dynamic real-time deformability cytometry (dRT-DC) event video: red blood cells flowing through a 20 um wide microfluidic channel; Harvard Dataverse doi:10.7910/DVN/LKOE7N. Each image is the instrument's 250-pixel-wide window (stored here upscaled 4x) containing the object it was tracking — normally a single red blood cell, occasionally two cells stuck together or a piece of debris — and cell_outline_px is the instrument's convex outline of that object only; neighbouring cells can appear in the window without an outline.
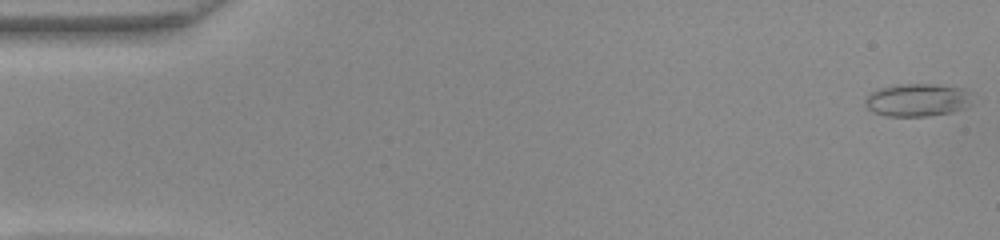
{"species": "common noctule bat (a hibernating species)", "species_latin": "Nyctalus noctula", "temperature_condition": "warm", "stored_images_in_passage": 52, "camera_frame_rate_fps": 3000, "um_per_image_px": 0.085, "animal": {"sex": "female", "body_mass_g": 22.0, "forearm_length_mm": 56.7}, "frame": {"image": 1, "passage_image": 1, "time_ms": 0.0, "image_size_px": [1000, 240], "cell_outline_px": [[964, 108], [952, 112], [928, 116], [884, 116], [872, 112], [864, 104], [864, 100], [872, 92], [880, 88], [896, 84], [932, 84], [960, 88], [964, 92]], "centroid_in_image_um": [77.79, 8.51], "position_along_channel_um": 7.2, "area_um2": 19.77}}
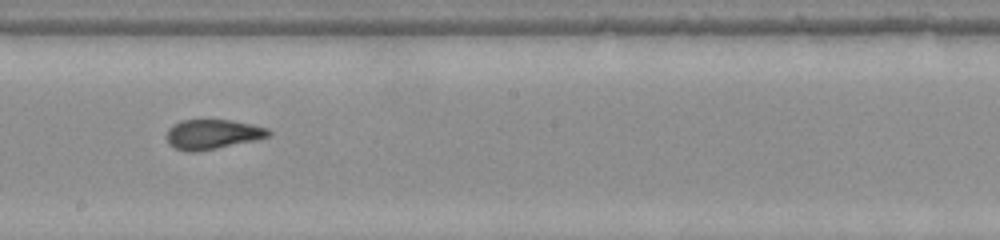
{"frame": {"image": 2, "passage_image": 29, "time_ms": 9.333, "image_size_px": [1000, 240], "cell_outline_px": [[272, 132], [268, 136], [256, 140], [200, 152], [188, 152], [176, 148], [168, 144], [168, 128], [172, 124], [180, 120], [228, 120], [252, 124], [268, 128]], "centroid_in_image_um": [18.06, 11.42], "position_along_channel_um": 230.1, "area_um2": 17.74}}
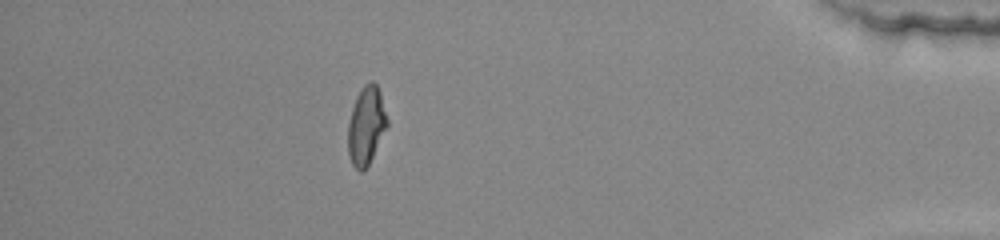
{"frame": {"image": 3, "passage_image": 46, "time_ms": 15.0, "image_size_px": [1000, 240], "cell_outline_px": [[388, 124], [368, 164], [360, 172], [352, 164], [348, 152], [348, 124], [352, 108], [356, 96], [364, 84], [372, 80], [376, 84], [380, 92], [388, 120]], "centroid_in_image_um": [31.12, 10.63], "position_along_channel_um": 404.1, "area_um2": 17.51}, "authors_computed_cell_mechanics": {"area_um2": 18.1492, "velocity_mm_per_s": 3.9322, "shape_relaxation_time_tau1_ms": null, "shape_relaxation_time_tau2_ms": 1.2755, "deformation_change_tau1": null, "deformation_change_tau2": 0.0857}}